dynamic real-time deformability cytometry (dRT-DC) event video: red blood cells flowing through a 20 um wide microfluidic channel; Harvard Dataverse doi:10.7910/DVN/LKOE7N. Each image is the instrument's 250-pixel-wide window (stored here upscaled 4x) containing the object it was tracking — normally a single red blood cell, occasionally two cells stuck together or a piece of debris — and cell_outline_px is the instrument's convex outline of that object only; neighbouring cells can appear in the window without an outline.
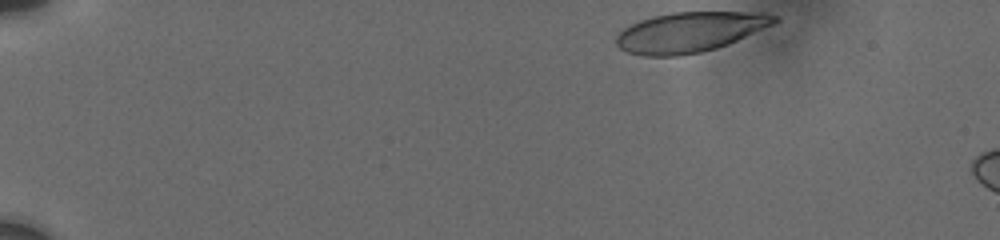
{"species": "human", "species_latin": "Homo sapiens", "temperature_condition": "cold", "stored_images_in_passage": 5, "camera_frame_rate_fps": 3000, "um_per_image_px": 0.085, "donor": {"sex": "male"}, "frame": {"image": 1, "passage_image": 1, "time_ms": 0.0, "image_size_px": [1000, 240], "cell_outline_px": [[780, 20], [776, 24], [728, 44], [716, 48], [700, 52], [676, 56], [644, 56], [628, 52], [620, 48], [616, 44], [616, 36], [624, 28], [640, 20], [652, 16], [672, 12], [764, 12], [780, 16]], "centroid_in_image_um": [58.7, 2.71], "position_along_channel_um": 26.3, "area_um2": 37.17}}